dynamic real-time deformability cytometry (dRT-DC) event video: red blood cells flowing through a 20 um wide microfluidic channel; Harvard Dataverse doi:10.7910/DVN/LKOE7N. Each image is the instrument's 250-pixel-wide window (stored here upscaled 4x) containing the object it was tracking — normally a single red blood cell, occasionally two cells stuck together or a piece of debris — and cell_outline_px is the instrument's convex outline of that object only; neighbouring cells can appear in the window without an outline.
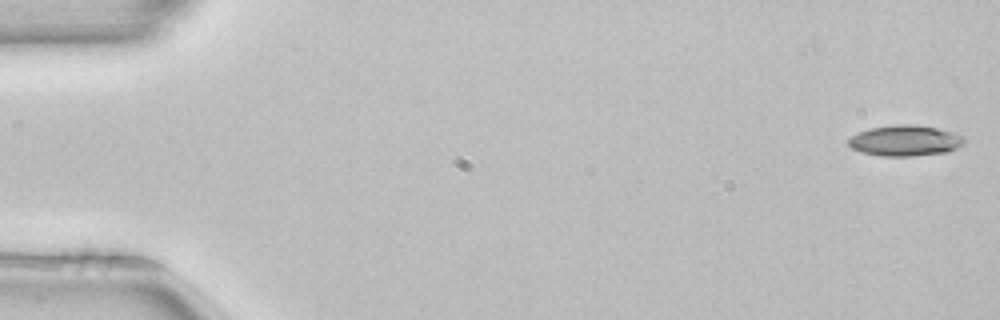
{"species": "common noctule bat (a hibernating species)", "species_latin": "Nyctalus noctula", "temperature_condition": "room temperature", "stored_images_in_passage": 52, "camera_frame_rate_fps": 3000, "um_per_image_px": 0.085, "animal": {"sex": "female", "body_mass_g": 22.7, "forearm_length_mm": 54.2}, "frame": {"image": 1, "passage_image": 1, "time_ms": 0.0, "image_size_px": [1000, 320], "cell_outline_px": [[964, 144], [948, 152], [912, 156], [880, 156], [860, 152], [852, 148], [848, 144], [848, 140], [852, 136], [868, 128], [900, 124], [916, 124], [936, 128], [952, 132], [964, 136]], "centroid_in_image_um": [76.94, 11.96], "position_along_channel_um": 8.1, "area_um2": 20.81}}
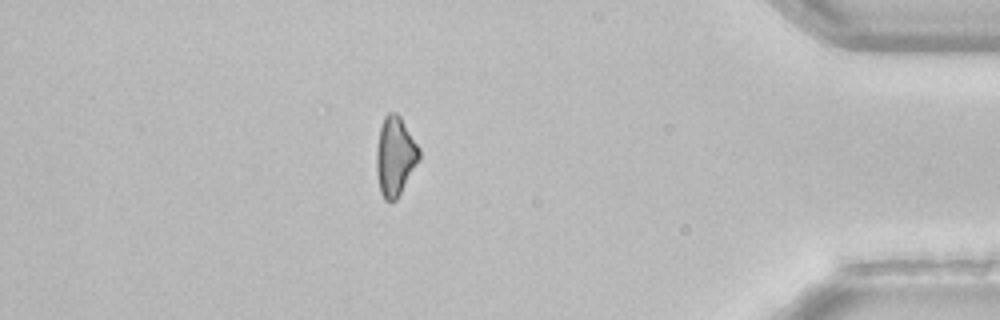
{"frame": {"image": 2, "passage_image": 45, "time_ms": 14.667, "image_size_px": [1000, 320], "cell_outline_px": [[420, 160], [396, 200], [384, 200], [380, 192], [376, 172], [376, 148], [380, 128], [384, 116], [388, 112], [396, 112], [400, 116], [420, 148]], "centroid_in_image_um": [33.58, 13.27], "position_along_channel_um": 401.6, "area_um2": 19.83}}
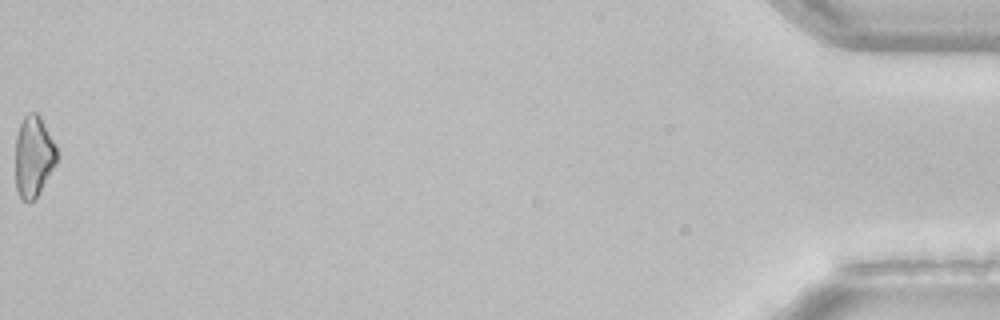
{"frame": {"image": 3, "passage_image": 52, "time_ms": 17.0, "image_size_px": [1000, 320], "cell_outline_px": [[56, 164], [36, 196], [32, 200], [20, 200], [16, 188], [16, 136], [20, 124], [24, 116], [28, 112], [36, 112], [40, 116], [56, 144]], "centroid_in_image_um": [2.84, 13.26], "position_along_channel_um": 432.4, "area_um2": 19.36}, "authors_computed_cell_mechanics": {"area_um2": 20.2589, "velocity_mm_per_s": 3.9752, "shape_relaxation_time_tau1_ms": 9.3517, "shape_relaxation_time_tau2_ms": null, "deformation_change_tau1": 0.1582, "deformation_change_tau2": null}}